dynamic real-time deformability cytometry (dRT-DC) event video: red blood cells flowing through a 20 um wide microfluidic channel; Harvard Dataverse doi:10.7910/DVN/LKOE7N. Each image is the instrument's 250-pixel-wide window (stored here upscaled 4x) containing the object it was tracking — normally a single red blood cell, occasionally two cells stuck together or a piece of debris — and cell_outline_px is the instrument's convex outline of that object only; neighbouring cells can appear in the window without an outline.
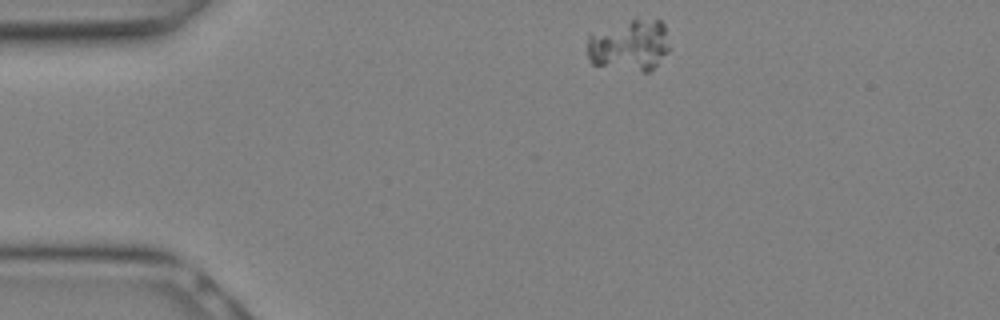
{"species": "Egyptian fruit bat (a non-hibernating species)", "species_latin": "Rousettus aegyptiacus", "temperature_condition": "warm", "stored_images_in_passage": 6, "camera_frame_rate_fps": 3000, "um_per_image_px": 0.085, "animal": {"sex": "female"}, "frame": {"image": 1, "passage_image": 1, "time_ms": 0.0, "image_size_px": [1000, 320], "cell_outline_px": [[668, 52], [648, 72], [644, 72], [592, 64], [588, 60], [588, 36], [632, 16], [636, 16], [660, 20], [664, 24], [668, 48]], "centroid_in_image_um": [53.5, 3.79], "position_along_channel_um": 31.5, "area_um2": 24.85}}